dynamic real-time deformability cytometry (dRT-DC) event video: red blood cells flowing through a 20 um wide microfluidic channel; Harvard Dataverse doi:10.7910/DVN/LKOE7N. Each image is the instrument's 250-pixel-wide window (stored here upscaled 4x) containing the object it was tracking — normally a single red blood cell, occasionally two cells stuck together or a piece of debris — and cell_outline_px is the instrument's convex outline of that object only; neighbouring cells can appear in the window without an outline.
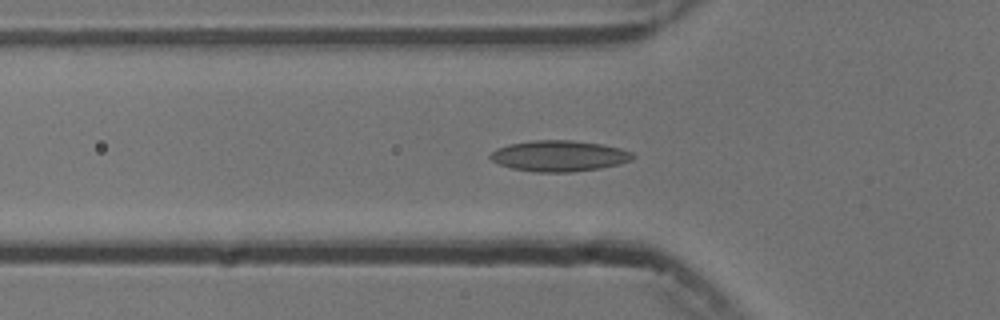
{"species": "common noctule bat (a hibernating species)", "species_latin": "Nyctalus noctula", "temperature_condition": "cold", "stored_images_in_passage": 48, "camera_frame_rate_fps": 3000, "um_per_image_px": 0.085, "animal": {"sex": "male", "body_mass_g": 13.3}, "frame": {"image": 1, "passage_image": 17, "time_ms": 5.333, "image_size_px": [1000, 320], "cell_outline_px": [[636, 156], [632, 160], [620, 164], [600, 168], [572, 172], [536, 172], [512, 168], [500, 164], [492, 160], [488, 156], [496, 148], [508, 144], [532, 140], [572, 140], [600, 144], [620, 148], [632, 152]], "centroid_in_image_um": [47.54, 13.25], "position_along_channel_um": 78.3, "area_um2": 25.72}}
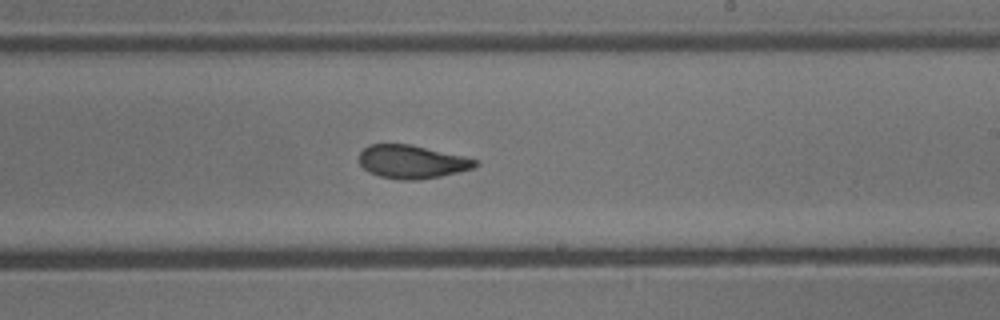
{"frame": {"image": 2, "passage_image": 31, "time_ms": 10.0, "image_size_px": [1000, 320], "cell_outline_px": [[480, 164], [472, 168], [440, 176], [420, 180], [400, 180], [380, 176], [368, 172], [360, 164], [360, 152], [368, 144], [412, 144], [464, 156], [480, 160]], "centroid_in_image_um": [35.03, 13.74], "position_along_channel_um": 254.0, "area_um2": 22.66}}
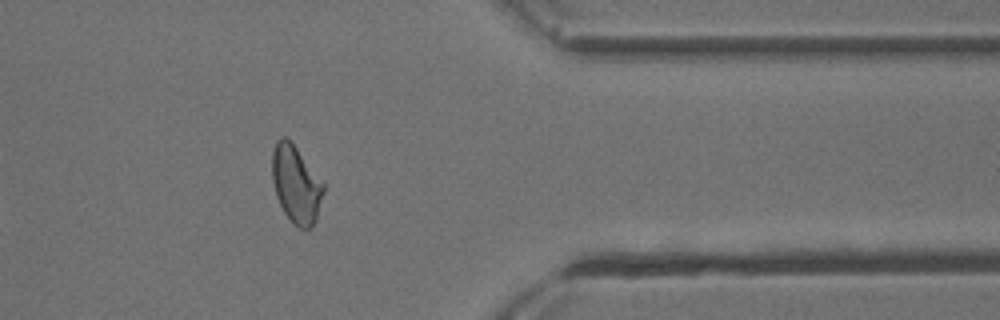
{"frame": {"image": 3, "passage_image": 43, "time_ms": 14.0, "image_size_px": [1000, 320], "cell_outline_px": [[324, 192], [316, 220], [308, 228], [300, 228], [292, 224], [284, 212], [276, 196], [272, 180], [272, 152], [276, 140], [280, 136], [284, 136], [296, 148], [324, 184]], "centroid_in_image_um": [25.14, 15.68], "position_along_channel_um": 386.3, "area_um2": 22.89}, "authors_computed_cell_mechanics": {"area_um2": 23.7558, "velocity_mm_per_s": 3.7431, "shape_relaxation_time_tau1_ms": 7.9869, "shape_relaxation_time_tau2_ms": 1.573, "deformation_change_tau1": 0.1661, "deformation_change_tau2": 0.0769}}